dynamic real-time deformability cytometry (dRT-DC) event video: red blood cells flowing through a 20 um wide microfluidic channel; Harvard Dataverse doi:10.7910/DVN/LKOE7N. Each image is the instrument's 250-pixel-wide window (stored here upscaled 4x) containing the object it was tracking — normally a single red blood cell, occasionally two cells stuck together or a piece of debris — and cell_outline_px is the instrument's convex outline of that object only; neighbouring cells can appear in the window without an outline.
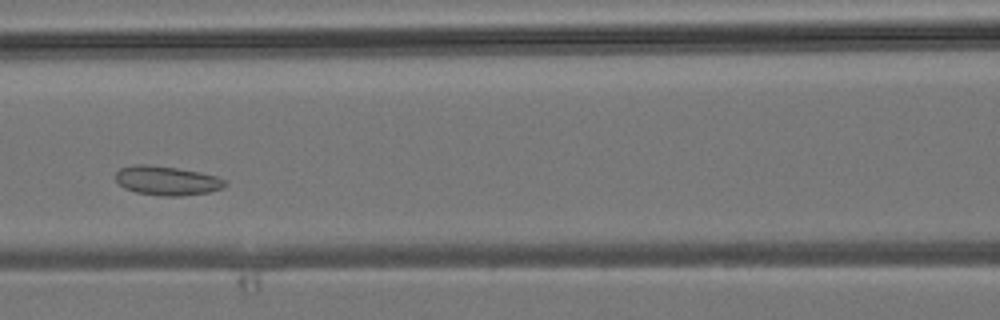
{"species": "common noctule bat (a hibernating species)", "species_latin": "Nyctalus noctula", "temperature_condition": "room temperature", "stored_images_in_passage": 32, "camera_frame_rate_fps": 3000, "um_per_image_px": 0.085, "animal": {"sex": "male", "body_mass_g": 19.2, "forearm_length_mm": 51.8}, "frame": {"image": 1, "passage_image": 7, "time_ms": 2.0, "image_size_px": [1000, 320], "cell_outline_px": [[228, 184], [224, 188], [208, 192], [180, 196], [164, 196], [136, 192], [124, 188], [116, 180], [116, 172], [120, 168], [132, 164], [148, 164], [176, 168], [200, 172], [216, 176], [228, 180]], "centroid_in_image_um": [14.21, 15.35], "position_along_channel_um": 152.4, "area_um2": 18.73}}
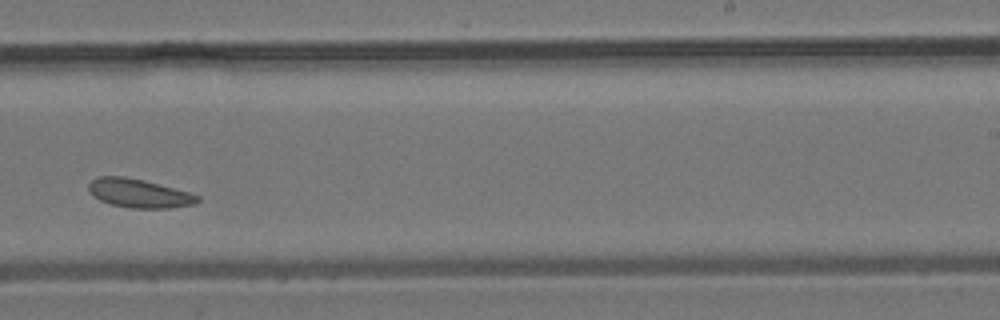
{"frame": {"image": 2, "passage_image": 15, "time_ms": 4.667, "image_size_px": [1000, 320], "cell_outline_px": [[200, 200], [192, 204], [168, 208], [132, 208], [112, 204], [100, 200], [92, 196], [88, 188], [88, 184], [96, 176], [124, 176], [144, 180], [188, 192], [200, 196]], "centroid_in_image_um": [11.77, 16.42], "position_along_channel_um": 277.2, "area_um2": 18.09}}
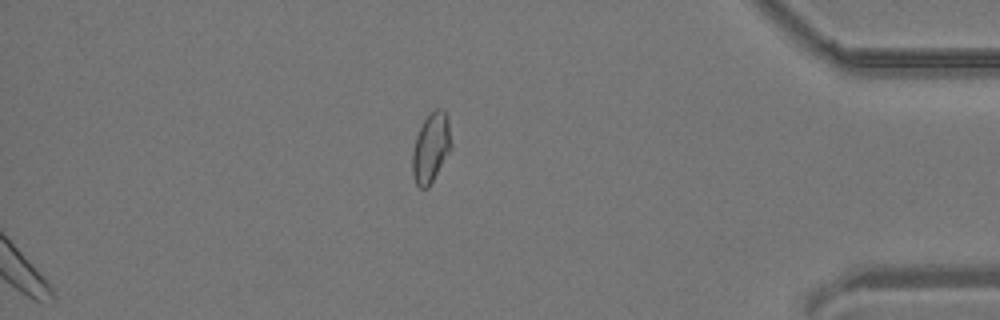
{"frame": {"image": 3, "passage_image": 32, "time_ms": 10.333, "image_size_px": [1000, 320], "cell_outline_px": [[452, 148], [428, 188], [420, 188], [416, 184], [412, 176], [412, 152], [416, 136], [424, 120], [436, 108], [440, 108], [448, 116], [452, 144]], "centroid_in_image_um": [36.63, 12.57], "position_along_channel_um": 398.6, "area_um2": 15.78}}